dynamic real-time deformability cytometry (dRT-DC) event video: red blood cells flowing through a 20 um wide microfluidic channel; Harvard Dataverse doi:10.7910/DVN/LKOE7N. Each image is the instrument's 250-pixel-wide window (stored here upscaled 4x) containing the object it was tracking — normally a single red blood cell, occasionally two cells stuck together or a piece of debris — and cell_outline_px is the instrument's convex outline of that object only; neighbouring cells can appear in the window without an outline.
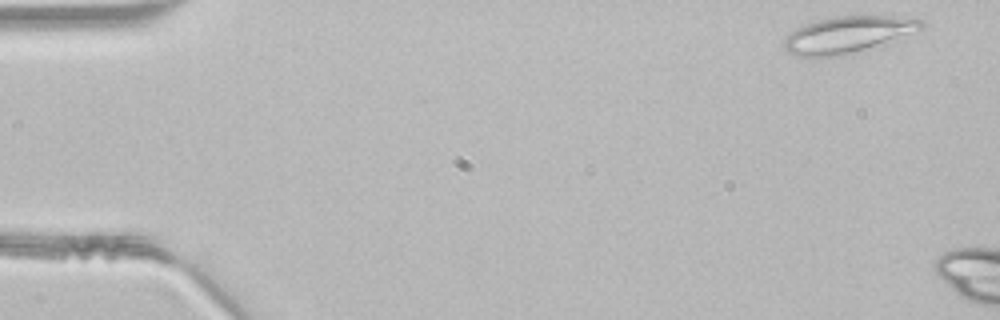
{"species": "common noctule bat (a hibernating species)", "species_latin": "Nyctalus noctula", "temperature_condition": "room temperature", "stored_images_in_passage": 5, "camera_frame_rate_fps": 3000, "um_per_image_px": 0.085, "animal": {"sex": "male", "body_mass_g": 21.5, "forearm_length_mm": 52.0}, "frame": {"image": 1, "passage_image": 1, "time_ms": 0.0, "image_size_px": [1000, 320], "cell_outline_px": [[928, 24], [924, 28], [864, 48], [832, 56], [796, 56], [788, 52], [784, 48], [784, 40], [796, 28], [804, 24], [836, 16], [892, 16], [920, 20]], "centroid_in_image_um": [72.0, 2.91], "position_along_channel_um": 13.0, "area_um2": 27.92}}